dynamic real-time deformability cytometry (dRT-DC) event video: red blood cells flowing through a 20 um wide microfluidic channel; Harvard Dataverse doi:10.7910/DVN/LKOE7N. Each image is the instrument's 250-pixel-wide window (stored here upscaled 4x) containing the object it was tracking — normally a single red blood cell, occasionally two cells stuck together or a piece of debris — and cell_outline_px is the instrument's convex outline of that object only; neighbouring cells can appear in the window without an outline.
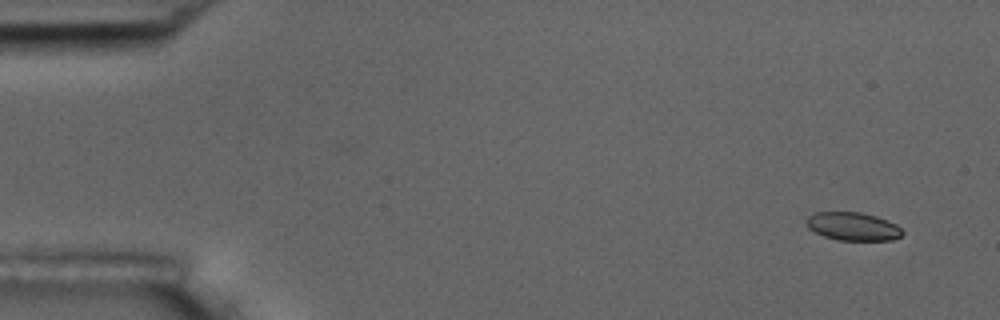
{"species": "common noctule bat (a hibernating species)", "species_latin": "Nyctalus noctula", "temperature_condition": "room temperature", "stored_images_in_passage": 5, "camera_frame_rate_fps": 3000, "um_per_image_px": 0.085, "animal": {"sex": "male", "body_mass_g": 17.5, "forearm_length_mm": 52.3}, "frame": {"image": 1, "passage_image": 1, "time_ms": 0.0, "image_size_px": [1000, 320], "cell_outline_px": [[904, 232], [900, 236], [892, 240], [836, 240], [824, 236], [808, 228], [808, 216], [816, 212], [860, 212], [876, 216], [896, 224]], "centroid_in_image_um": [72.51, 19.25], "position_along_channel_um": 12.5, "area_um2": 15.61}}
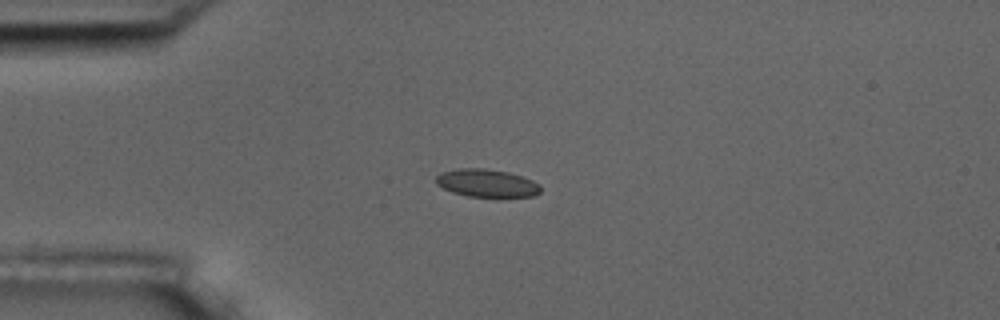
{"frame": {"image": 2, "passage_image": 4, "time_ms": 1.0, "image_size_px": [1000, 320], "cell_outline_px": [[540, 192], [532, 196], [468, 196], [452, 192], [436, 184], [436, 176], [440, 172], [460, 168], [484, 168], [508, 172], [532, 180], [540, 184]], "centroid_in_image_um": [41.35, 15.55], "position_along_channel_um": 43.7, "area_um2": 16.76}}